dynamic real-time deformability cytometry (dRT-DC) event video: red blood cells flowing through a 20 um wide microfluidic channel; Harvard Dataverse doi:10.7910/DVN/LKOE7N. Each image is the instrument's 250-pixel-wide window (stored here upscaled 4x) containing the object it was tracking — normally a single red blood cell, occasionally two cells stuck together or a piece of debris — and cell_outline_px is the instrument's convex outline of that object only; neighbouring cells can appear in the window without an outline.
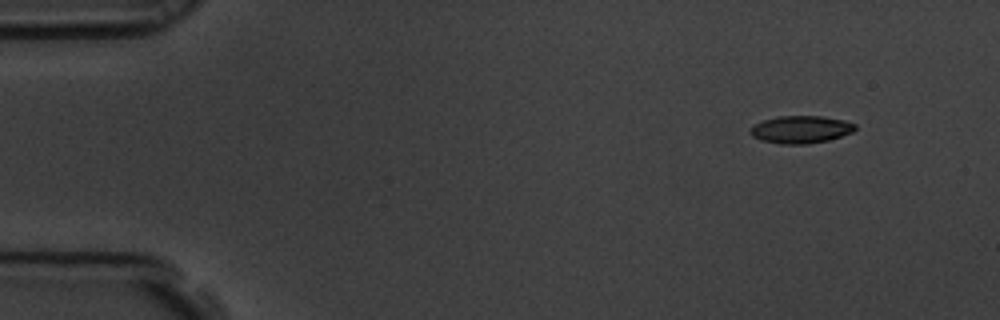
{"species": "common noctule bat (a hibernating species)", "species_latin": "Nyctalus noctula", "temperature_condition": "room temperature", "stored_images_in_passage": 6, "segment_of_instrument_passage": [2, 2], "camera_frame_rate_fps": 3000, "um_per_image_px": 0.085, "animal": {"sex": "male", "body_mass_g": 19.5, "forearm_length_mm": 54.6}, "frame": {"image": 1, "passage_image": 6, "time_ms": 1.667, "image_size_px": [1000, 320], "cell_outline_px": [[856, 128], [852, 132], [828, 140], [808, 144], [780, 144], [760, 140], [752, 136], [748, 132], [756, 124], [764, 120], [776, 116], [824, 116], [844, 120], [856, 124]], "centroid_in_image_um": [68.07, 11.0], "position_along_channel_um": 16.9, "area_um2": 16.82}}